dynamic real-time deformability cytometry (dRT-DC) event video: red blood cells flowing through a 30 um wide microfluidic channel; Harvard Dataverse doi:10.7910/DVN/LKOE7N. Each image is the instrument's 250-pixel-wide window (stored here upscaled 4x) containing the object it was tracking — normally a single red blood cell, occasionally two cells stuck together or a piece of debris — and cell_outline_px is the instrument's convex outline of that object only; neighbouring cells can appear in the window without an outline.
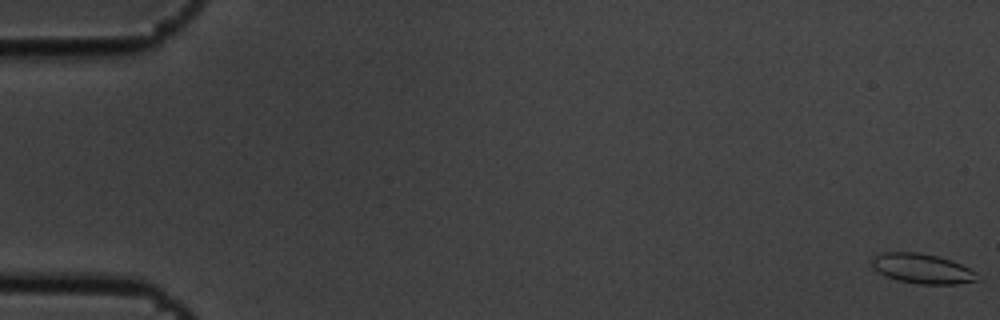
{"species": "common noctule bat (a hibernating species)", "species_latin": "Nyctalus noctula", "temperature_condition": "cold", "stored_images_in_passage": 9, "camera_frame_rate_fps": 3000, "um_per_image_px": 0.085, "animal": {"sex": "male", "body_mass_g": 19.5, "forearm_length_mm": 54.6}, "frame": {"image": 1, "passage_image": 1, "time_ms": 0.0, "image_size_px": [1000, 320], "cell_outline_px": [[980, 280], [956, 284], [920, 284], [896, 280], [872, 268], [872, 256], [880, 252], [916, 252], [936, 256], [952, 260], [976, 272]], "centroid_in_image_um": [78.38, 22.83], "position_along_channel_um": 6.6, "area_um2": 18.32}}
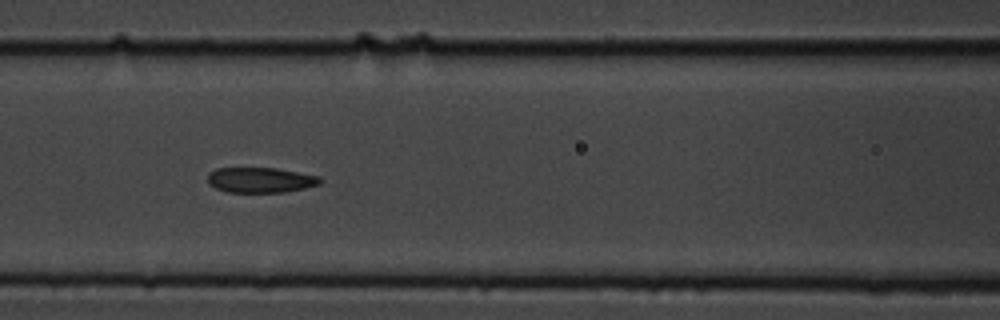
{"frame": {"image": 2, "passage_image": 8, "time_ms": 2.333, "image_size_px": [1000, 320], "cell_outline_px": [[320, 184], [304, 188], [284, 192], [228, 192], [216, 188], [208, 184], [208, 172], [216, 168], [276, 168], [320, 176]], "centroid_in_image_um": [22.11, 15.29], "position_along_channel_um": 144.5, "area_um2": 16.53}}
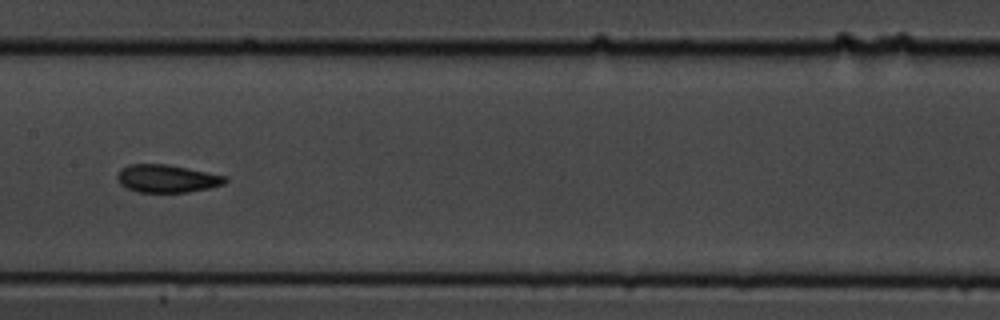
{"frame": {"image": 3, "passage_image": 9, "time_ms": 2.667, "image_size_px": [1000, 320], "cell_outline_px": [[228, 180], [224, 184], [208, 188], [188, 192], [140, 192], [128, 188], [120, 184], [116, 176], [120, 168], [128, 164], [168, 164], [228, 176]], "centroid_in_image_um": [14.19, 15.17], "position_along_channel_um": 193.2, "area_um2": 17.57}}